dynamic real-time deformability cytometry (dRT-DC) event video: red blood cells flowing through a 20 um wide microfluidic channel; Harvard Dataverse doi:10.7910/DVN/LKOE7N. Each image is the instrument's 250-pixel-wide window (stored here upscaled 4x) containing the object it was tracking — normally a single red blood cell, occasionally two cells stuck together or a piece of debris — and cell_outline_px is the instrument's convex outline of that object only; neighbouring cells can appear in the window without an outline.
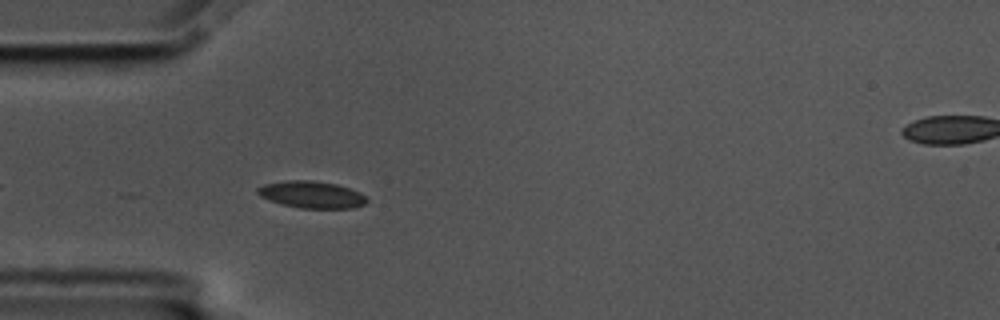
{"species": "common noctule bat (a hibernating species)", "species_latin": "Nyctalus noctula", "temperature_condition": "cold", "stored_images_in_passage": 41, "camera_frame_rate_fps": 3000, "um_per_image_px": 0.085, "animal": {"sex": "male", "body_mass_g": 17.5, "forearm_length_mm": 52.3}, "frame": {"image": 1, "passage_image": 1, "time_ms": 0.0, "image_size_px": [1000, 320], "cell_outline_px": [[368, 200], [364, 204], [352, 208], [300, 208], [284, 204], [260, 196], [256, 192], [256, 188], [264, 184], [288, 180], [312, 180], [336, 184], [360, 192]], "centroid_in_image_um": [26.49, 16.53], "position_along_channel_um": 58.5, "area_um2": 16.94}}
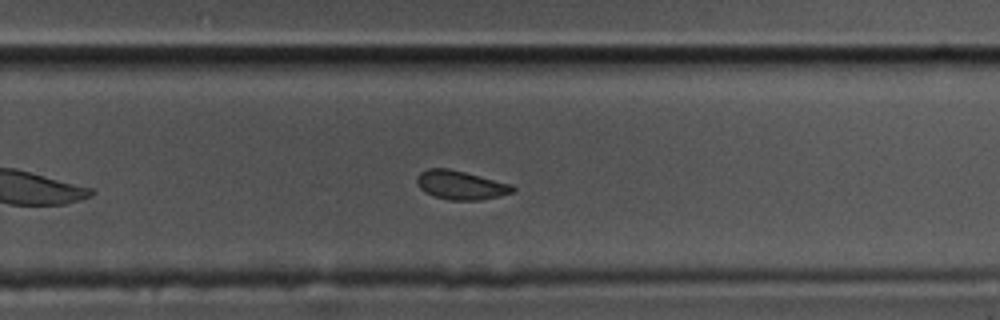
{"frame": {"image": 2, "passage_image": 21, "time_ms": 6.667, "image_size_px": [1000, 320], "cell_outline_px": [[516, 188], [512, 192], [480, 200], [448, 200], [436, 196], [420, 188], [416, 184], [416, 176], [420, 172], [428, 168], [448, 168], [512, 184]], "centroid_in_image_um": [39.13, 15.72], "position_along_channel_um": 290.7, "area_um2": 15.9}}
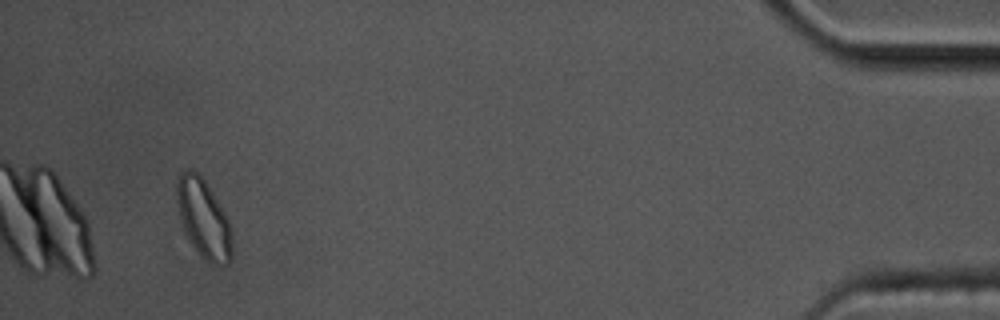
{"frame": {"image": 3, "passage_image": 38, "time_ms": 12.333, "image_size_px": [1000, 320], "cell_outline_px": [[232, 260], [224, 268], [212, 264], [204, 260], [200, 256], [188, 240], [184, 232], [180, 220], [176, 192], [176, 184], [180, 172], [188, 168], [192, 168], [204, 180], [224, 212], [228, 220], [232, 232]], "centroid_in_image_um": [17.31, 18.65], "position_along_channel_um": 417.9, "area_um2": 25.72}, "authors_computed_cell_mechanics": {"area_um2": 16.9354, "velocity_mm_per_s": 3.5379, "shape_relaxation_time_tau1_ms": null, "shape_relaxation_time_tau2_ms": 3.9408, "deformation_change_tau1": null, "deformation_change_tau2": 0.0788}}